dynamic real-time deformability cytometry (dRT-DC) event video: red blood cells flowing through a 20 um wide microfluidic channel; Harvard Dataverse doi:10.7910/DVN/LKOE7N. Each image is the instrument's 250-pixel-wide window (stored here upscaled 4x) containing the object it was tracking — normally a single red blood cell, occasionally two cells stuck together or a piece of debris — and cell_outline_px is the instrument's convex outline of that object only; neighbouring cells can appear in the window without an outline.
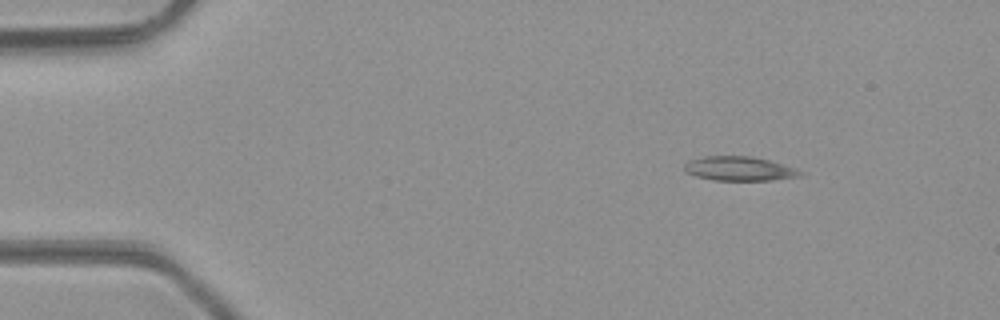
{"species": "common noctule bat (a hibernating species)", "species_latin": "Nyctalus noctula", "temperature_condition": "room temperature", "stored_images_in_passage": 43, "camera_frame_rate_fps": 3000, "um_per_image_px": 0.085, "animal": {"sex": "male", "body_mass_g": 23.1, "forearm_length_mm": 52.7}, "frame": {"image": 1, "passage_image": 1, "time_ms": 0.0, "image_size_px": [1000, 320], "cell_outline_px": [[804, 176], [772, 180], [712, 180], [696, 176], [684, 172], [684, 164], [688, 160], [704, 156], [752, 156], [768, 160], [796, 168], [804, 172]], "centroid_in_image_um": [62.84, 14.34], "position_along_channel_um": 22.2, "area_um2": 16.53}}
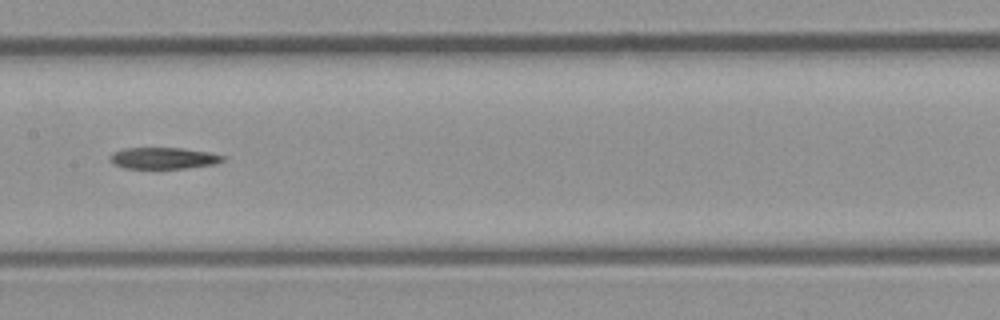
{"frame": {"image": 2, "passage_image": 19, "time_ms": 6.0, "image_size_px": [1000, 320], "cell_outline_px": [[224, 160], [216, 164], [184, 168], [124, 168], [112, 164], [108, 160], [108, 156], [112, 152], [124, 148], [180, 148], [212, 152], [224, 156]], "centroid_in_image_um": [13.85, 13.44], "position_along_channel_um": 193.6, "area_um2": 14.28}}
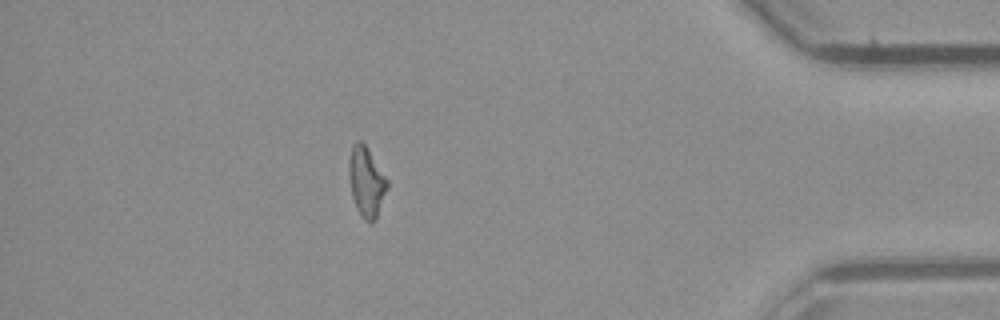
{"frame": {"image": 3, "passage_image": 37, "time_ms": 12.0, "image_size_px": [1000, 320], "cell_outline_px": [[388, 188], [376, 220], [372, 224], [368, 224], [364, 220], [356, 208], [352, 196], [348, 172], [348, 160], [352, 144], [356, 140], [360, 140], [368, 148], [388, 180]], "centroid_in_image_um": [31.14, 15.47], "position_along_channel_um": 404.1, "area_um2": 15.95}}